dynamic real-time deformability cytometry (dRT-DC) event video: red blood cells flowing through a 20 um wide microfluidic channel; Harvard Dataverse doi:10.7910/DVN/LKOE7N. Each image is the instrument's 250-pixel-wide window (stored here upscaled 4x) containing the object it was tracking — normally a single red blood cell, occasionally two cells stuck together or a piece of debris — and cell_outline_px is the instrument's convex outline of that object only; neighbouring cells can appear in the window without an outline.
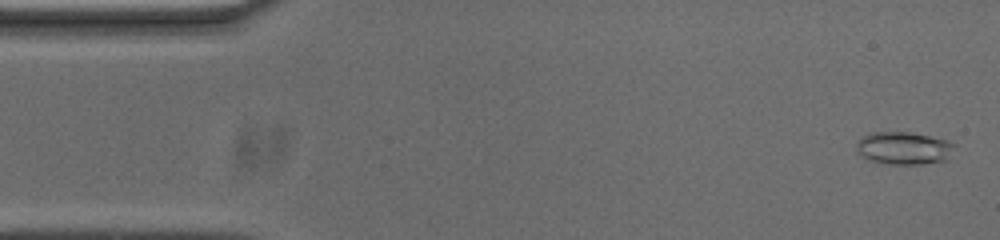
{"species": "common noctule bat (a hibernating species)", "species_latin": "Nyctalus noctula", "temperature_condition": "cold", "stored_images_in_passage": 54, "camera_frame_rate_fps": 3000, "um_per_image_px": 0.085, "animal": {"sex": "male", "body_mass_g": 20.0, "forearm_length_mm": 53.3}, "frame": {"image": 1, "passage_image": 2, "time_ms": 0.333, "image_size_px": [1000, 240], "cell_outline_px": [[956, 144], [944, 160], [924, 164], [880, 164], [868, 160], [860, 156], [856, 152], [856, 140], [860, 136], [868, 132], [908, 132], [948, 140]], "centroid_in_image_um": [76.7, 12.59], "position_along_channel_um": 8.3, "area_um2": 18.96}}
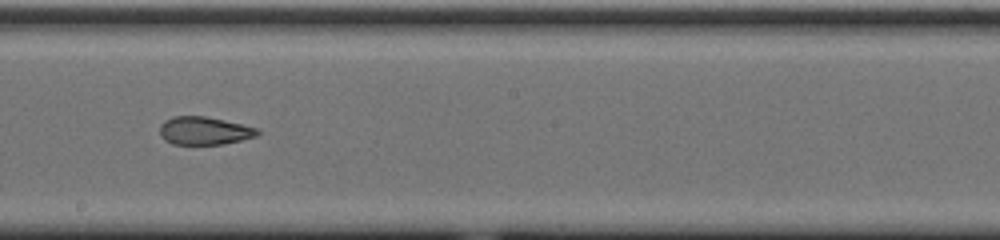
{"frame": {"image": 2, "passage_image": 29, "time_ms": 9.333, "image_size_px": [1000, 240], "cell_outline_px": [[260, 132], [256, 136], [224, 144], [172, 144], [164, 140], [160, 136], [160, 124], [164, 120], [172, 116], [204, 116], [224, 120], [256, 128]], "centroid_in_image_um": [17.31, 11.11], "position_along_channel_um": 230.9, "area_um2": 15.9}}
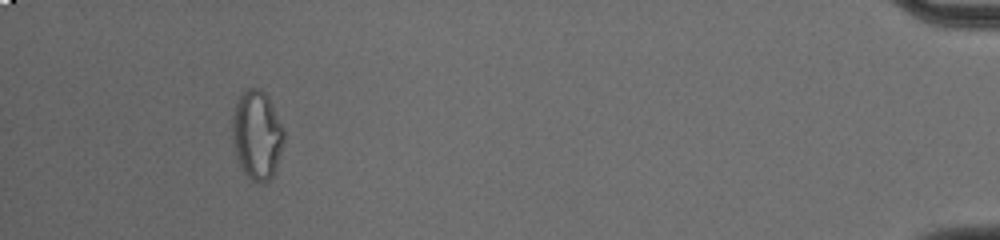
{"frame": {"image": 3, "passage_image": 50, "time_ms": 16.333, "image_size_px": [1000, 240], "cell_outline_px": [[284, 140], [276, 168], [272, 176], [264, 184], [260, 184], [252, 180], [244, 172], [236, 156], [232, 140], [232, 116], [236, 104], [240, 96], [248, 88], [260, 88], [268, 96], [284, 128]], "centroid_in_image_um": [21.85, 11.48], "position_along_channel_um": 413.4, "area_um2": 26.76}, "authors_computed_cell_mechanics": {"area_um2": 18.2359, "velocity_mm_per_s": 3.7152, "shape_relaxation_time_tau1_ms": null, "shape_relaxation_time_tau2_ms": 2.376, "deformation_change_tau1": null, "deformation_change_tau2": 0.1005}}